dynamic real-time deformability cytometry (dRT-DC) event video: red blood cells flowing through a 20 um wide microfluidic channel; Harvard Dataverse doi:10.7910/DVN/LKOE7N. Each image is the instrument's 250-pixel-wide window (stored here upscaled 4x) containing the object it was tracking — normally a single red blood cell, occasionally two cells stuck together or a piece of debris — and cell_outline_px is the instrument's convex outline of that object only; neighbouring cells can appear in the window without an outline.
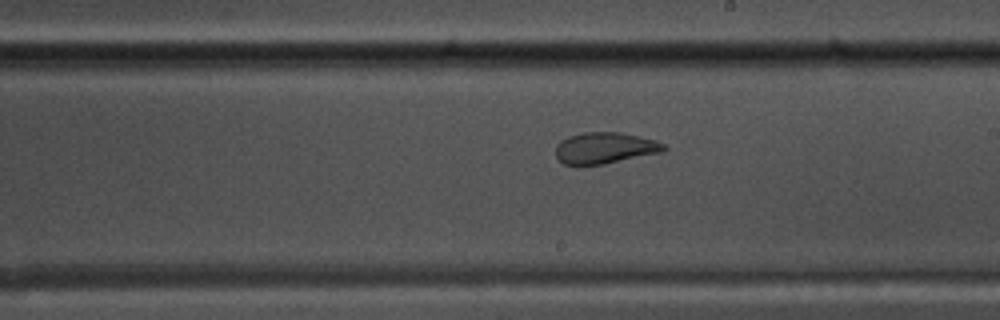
{"species": "common noctule bat (a hibernating species)", "species_latin": "Nyctalus noctula", "temperature_condition": "warm", "stored_images_in_passage": 41, "camera_frame_rate_fps": 3000, "um_per_image_px": 0.085, "animal": {"sex": "male", "body_mass_g": 17.5, "forearm_length_mm": 52.3}, "frame": {"image": 1, "passage_image": 18, "time_ms": 5.667, "image_size_px": [1000, 320], "cell_outline_px": [[668, 148], [664, 152], [604, 164], [564, 164], [556, 156], [556, 144], [560, 140], [568, 136], [584, 132], [620, 132], [640, 136], [656, 140], [664, 144]], "centroid_in_image_um": [51.45, 12.56], "position_along_channel_um": 237.5, "area_um2": 19.83}}
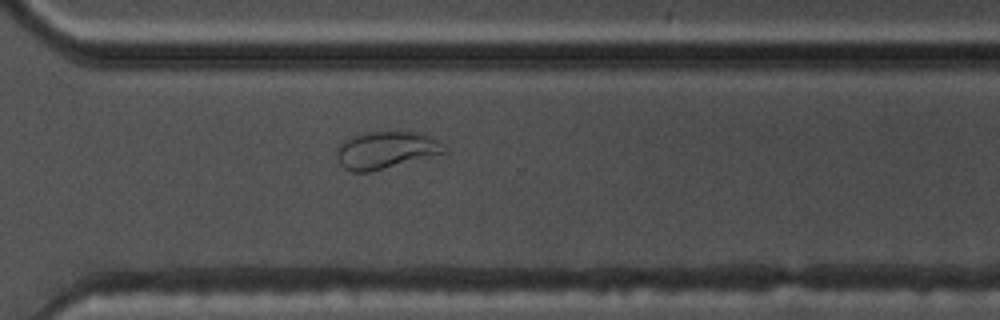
{"frame": {"image": 2, "passage_image": 26, "time_ms": 8.333, "image_size_px": [1000, 320], "cell_outline_px": [[448, 152], [368, 172], [352, 172], [344, 168], [340, 164], [336, 156], [336, 148], [344, 140], [352, 136], [368, 132], [420, 132], [440, 140]], "centroid_in_image_um": [32.8, 12.75], "position_along_channel_um": 337.8, "area_um2": 23.29}}
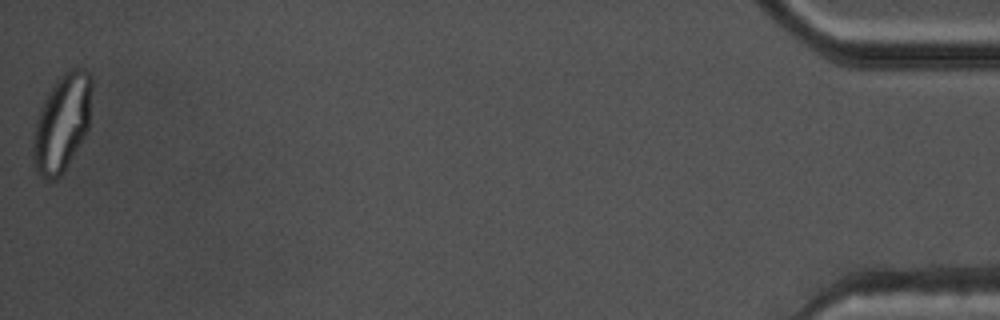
{"frame": {"image": 3, "passage_image": 41, "time_ms": 13.333, "image_size_px": [1000, 320], "cell_outline_px": [[92, 84], [88, 132], [64, 172], [56, 180], [44, 180], [36, 172], [32, 160], [32, 140], [36, 120], [40, 108], [48, 92], [56, 80], [64, 72], [72, 68], [84, 68], [92, 76]], "centroid_in_image_um": [5.26, 10.48], "position_along_channel_um": 429.9, "area_um2": 33.93}, "authors_computed_cell_mechanics": {"area_um2": 21.5594, "velocity_mm_per_s": 3.7555, "shape_relaxation_time_tau1_ms": null, "shape_relaxation_time_tau2_ms": 0.8558, "deformation_change_tau1": null, "deformation_change_tau2": 0.0762}}